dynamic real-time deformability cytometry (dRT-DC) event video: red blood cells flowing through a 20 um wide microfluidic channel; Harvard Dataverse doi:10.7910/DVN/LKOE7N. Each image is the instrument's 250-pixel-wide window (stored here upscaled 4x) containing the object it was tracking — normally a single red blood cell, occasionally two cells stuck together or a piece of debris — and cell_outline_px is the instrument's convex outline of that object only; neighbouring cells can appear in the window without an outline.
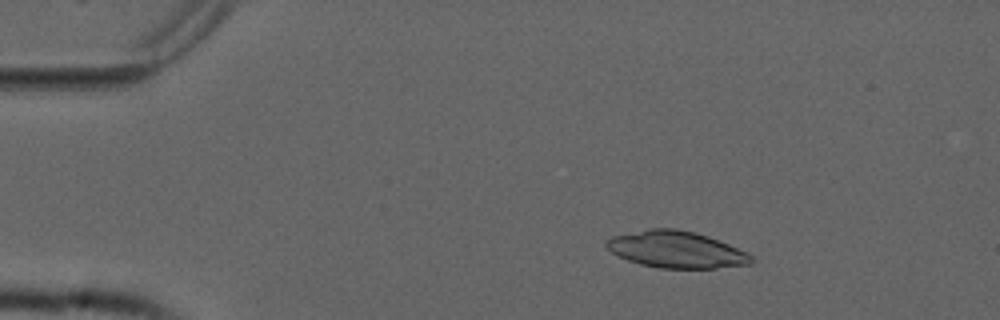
{"species": "common noctule bat (a hibernating species)", "species_latin": "Nyctalus noctula", "temperature_condition": "cold", "stored_images_in_passage": 53, "camera_frame_rate_fps": 3000, "um_per_image_px": 0.085, "animal": {"sex": "male", "forearm_length_mm": 52.5}, "frame": {"image": 1, "passage_image": 8, "time_ms": 2.333, "image_size_px": [1000, 320], "cell_outline_px": [[756, 260], [752, 264], [716, 268], [660, 268], [640, 264], [628, 260], [612, 252], [604, 244], [612, 236], [648, 228], [676, 228], [696, 232], [708, 236], [728, 244], [752, 256]], "centroid_in_image_um": [57.49, 21.21], "position_along_channel_um": 27.5, "area_um2": 30.92}}
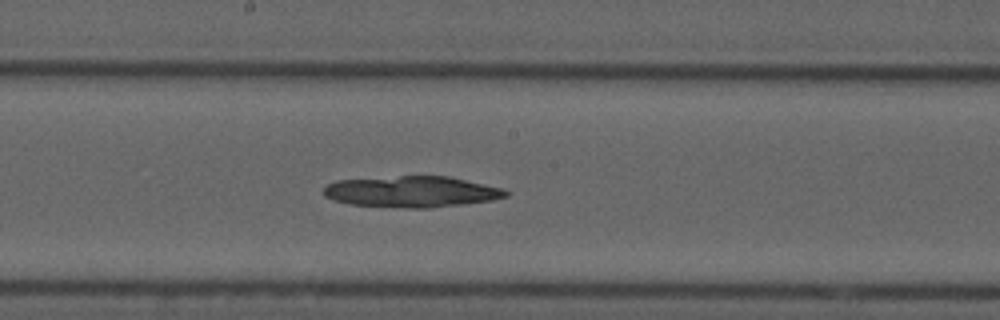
{"frame": {"image": 2, "passage_image": 28, "time_ms": 9.0, "image_size_px": [1000, 320], "cell_outline_px": [[508, 196], [492, 200], [428, 208], [408, 208], [348, 204], [324, 196], [324, 188], [328, 184], [336, 180], [400, 176], [448, 176], [504, 188], [508, 192]], "centroid_in_image_um": [35.0, 16.29], "position_along_channel_um": 213.2, "area_um2": 32.89}}